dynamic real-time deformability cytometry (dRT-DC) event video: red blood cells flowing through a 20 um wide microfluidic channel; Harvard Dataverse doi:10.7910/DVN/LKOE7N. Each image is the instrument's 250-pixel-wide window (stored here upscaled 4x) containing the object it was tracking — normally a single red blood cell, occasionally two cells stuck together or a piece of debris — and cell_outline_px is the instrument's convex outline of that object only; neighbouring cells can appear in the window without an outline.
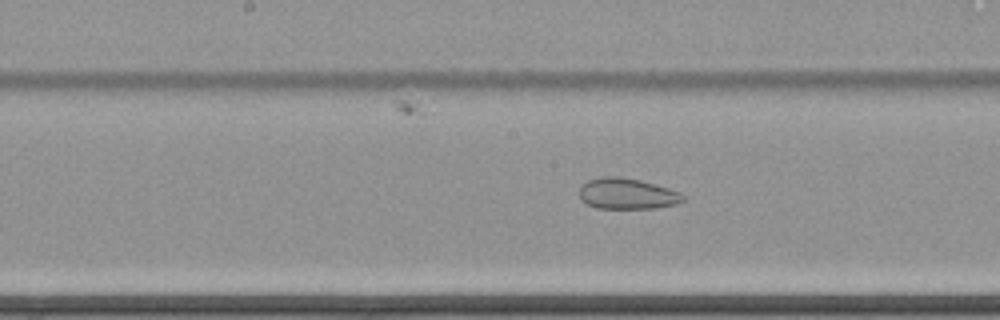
{"species": "common noctule bat (a hibernating species)", "species_latin": "Nyctalus noctula", "temperature_condition": "cold", "stored_images_in_passage": 64, "camera_frame_rate_fps": 3000, "um_per_image_px": 0.085, "animal": {"sex": "female", "body_mass_g": 22.7, "forearm_length_mm": 54.2}, "frame": {"image": 1, "passage_image": 36, "time_ms": 11.667, "image_size_px": [1000, 320], "cell_outline_px": [[684, 200], [676, 204], [656, 208], [596, 208], [584, 204], [580, 200], [580, 188], [588, 180], [604, 176], [620, 176], [640, 180], [668, 188], [680, 192], [684, 196]], "centroid_in_image_um": [53.28, 16.47], "position_along_channel_um": 194.9, "area_um2": 18.73}}
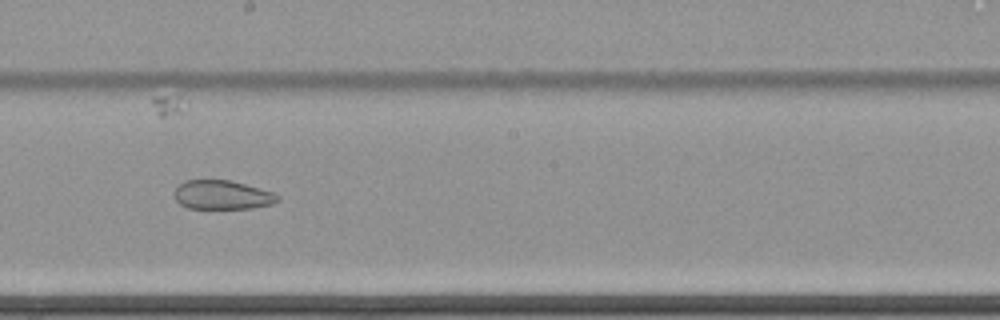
{"frame": {"image": 2, "passage_image": 39, "time_ms": 12.667, "image_size_px": [1000, 320], "cell_outline_px": [[280, 200], [272, 204], [252, 208], [188, 208], [180, 204], [176, 200], [176, 188], [184, 180], [228, 180], [260, 188], [272, 192], [280, 196]], "centroid_in_image_um": [18.92, 16.57], "position_along_channel_um": 229.3, "area_um2": 17.28}}
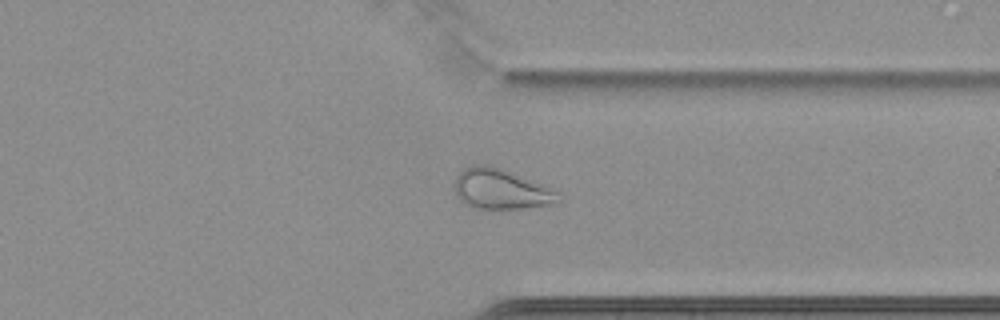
{"frame": {"image": 3, "passage_image": 51, "time_ms": 16.667, "image_size_px": [1000, 320], "cell_outline_px": [[564, 196], [560, 200], [552, 204], [524, 208], [476, 208], [464, 204], [456, 196], [452, 188], [456, 176], [464, 168], [472, 164], [484, 164], [500, 168], [556, 188]], "centroid_in_image_um": [42.6, 16.07], "position_along_channel_um": 368.8, "area_um2": 24.85}, "authors_computed_cell_mechanics": {"area_um2": 28.8422, "velocity_mm_per_s": 3.4666, "shape_relaxation_time_tau1_ms": null, "shape_relaxation_time_tau2_ms": 2.8147, "deformation_change_tau1": null, "deformation_change_tau2": 0.0908}}